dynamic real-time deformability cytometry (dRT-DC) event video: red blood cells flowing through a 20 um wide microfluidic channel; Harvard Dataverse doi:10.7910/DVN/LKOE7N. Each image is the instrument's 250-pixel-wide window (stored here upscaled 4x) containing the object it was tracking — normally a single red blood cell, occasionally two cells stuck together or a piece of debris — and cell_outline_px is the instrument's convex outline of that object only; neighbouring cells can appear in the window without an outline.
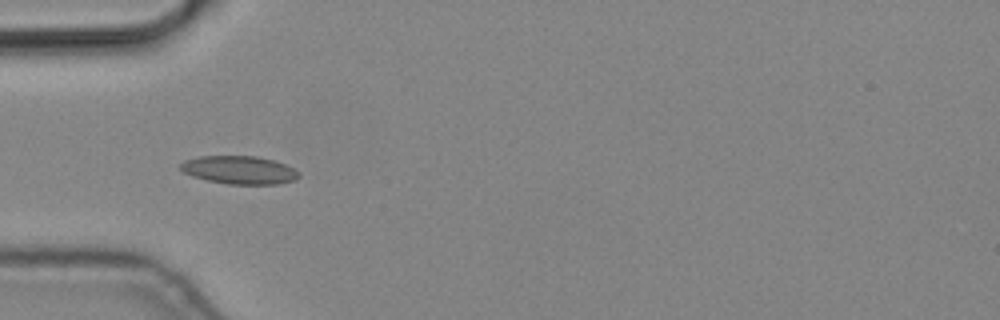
{"species": "common noctule bat (a hibernating species)", "species_latin": "Nyctalus noctula", "temperature_condition": "cold", "stored_images_in_passage": 5, "camera_frame_rate_fps": 3000, "um_per_image_px": 0.085, "animal": {"sex": "male", "body_mass_g": 19.2, "forearm_length_mm": 51.8}, "frame": {"image": 1, "passage_image": 4, "time_ms": 1.0, "image_size_px": [1000, 320], "cell_outline_px": [[300, 176], [296, 180], [276, 184], [228, 184], [208, 180], [192, 176], [184, 172], [180, 168], [180, 164], [184, 160], [200, 156], [256, 156], [272, 160], [284, 164], [292, 168]], "centroid_in_image_um": [20.31, 14.45], "position_along_channel_um": 64.7, "area_um2": 19.19}}
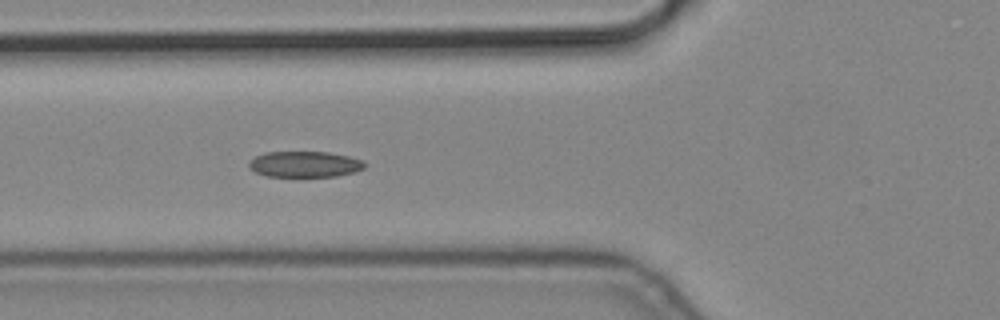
{"frame": {"image": 2, "passage_image": 5, "time_ms": 1.333, "image_size_px": [1000, 320], "cell_outline_px": [[368, 164], [364, 168], [352, 172], [336, 176], [268, 176], [256, 172], [248, 168], [248, 164], [256, 156], [264, 152], [328, 152], [348, 156], [364, 160]], "centroid_in_image_um": [25.92, 13.95], "position_along_channel_um": 99.9, "area_um2": 17.4}}